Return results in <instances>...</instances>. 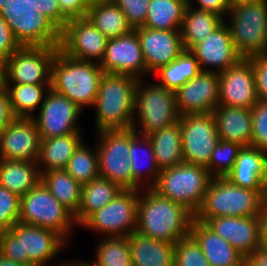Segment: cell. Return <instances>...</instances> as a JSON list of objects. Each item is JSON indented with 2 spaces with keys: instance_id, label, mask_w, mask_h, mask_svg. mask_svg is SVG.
<instances>
[{
  "instance_id": "obj_16",
  "label": "cell",
  "mask_w": 267,
  "mask_h": 266,
  "mask_svg": "<svg viewBox=\"0 0 267 266\" xmlns=\"http://www.w3.org/2000/svg\"><path fill=\"white\" fill-rule=\"evenodd\" d=\"M10 231L21 241L22 264L50 265L68 242L54 230L17 222Z\"/></svg>"
},
{
  "instance_id": "obj_12",
  "label": "cell",
  "mask_w": 267,
  "mask_h": 266,
  "mask_svg": "<svg viewBox=\"0 0 267 266\" xmlns=\"http://www.w3.org/2000/svg\"><path fill=\"white\" fill-rule=\"evenodd\" d=\"M58 48L20 46L4 61L3 83L50 84L51 63Z\"/></svg>"
},
{
  "instance_id": "obj_14",
  "label": "cell",
  "mask_w": 267,
  "mask_h": 266,
  "mask_svg": "<svg viewBox=\"0 0 267 266\" xmlns=\"http://www.w3.org/2000/svg\"><path fill=\"white\" fill-rule=\"evenodd\" d=\"M37 113L32 119L36 123L41 139L80 131L78 119L80 120L83 110L66 96L56 93L51 88Z\"/></svg>"
},
{
  "instance_id": "obj_15",
  "label": "cell",
  "mask_w": 267,
  "mask_h": 266,
  "mask_svg": "<svg viewBox=\"0 0 267 266\" xmlns=\"http://www.w3.org/2000/svg\"><path fill=\"white\" fill-rule=\"evenodd\" d=\"M108 38L87 17L73 19L61 30L59 49L66 55L83 61L100 63Z\"/></svg>"
},
{
  "instance_id": "obj_31",
  "label": "cell",
  "mask_w": 267,
  "mask_h": 266,
  "mask_svg": "<svg viewBox=\"0 0 267 266\" xmlns=\"http://www.w3.org/2000/svg\"><path fill=\"white\" fill-rule=\"evenodd\" d=\"M160 170L176 166L183 160L181 120L147 136Z\"/></svg>"
},
{
  "instance_id": "obj_1",
  "label": "cell",
  "mask_w": 267,
  "mask_h": 266,
  "mask_svg": "<svg viewBox=\"0 0 267 266\" xmlns=\"http://www.w3.org/2000/svg\"><path fill=\"white\" fill-rule=\"evenodd\" d=\"M194 215L153 188L140 190L136 232L175 244L190 235Z\"/></svg>"
},
{
  "instance_id": "obj_54",
  "label": "cell",
  "mask_w": 267,
  "mask_h": 266,
  "mask_svg": "<svg viewBox=\"0 0 267 266\" xmlns=\"http://www.w3.org/2000/svg\"><path fill=\"white\" fill-rule=\"evenodd\" d=\"M260 217L262 225H267V191L261 196Z\"/></svg>"
},
{
  "instance_id": "obj_24",
  "label": "cell",
  "mask_w": 267,
  "mask_h": 266,
  "mask_svg": "<svg viewBox=\"0 0 267 266\" xmlns=\"http://www.w3.org/2000/svg\"><path fill=\"white\" fill-rule=\"evenodd\" d=\"M225 178L236 186L262 195L267 191V152L254 146L242 147Z\"/></svg>"
},
{
  "instance_id": "obj_21",
  "label": "cell",
  "mask_w": 267,
  "mask_h": 266,
  "mask_svg": "<svg viewBox=\"0 0 267 266\" xmlns=\"http://www.w3.org/2000/svg\"><path fill=\"white\" fill-rule=\"evenodd\" d=\"M190 51L198 60L201 70L208 72L220 73L243 58L235 48L225 21Z\"/></svg>"
},
{
  "instance_id": "obj_49",
  "label": "cell",
  "mask_w": 267,
  "mask_h": 266,
  "mask_svg": "<svg viewBox=\"0 0 267 266\" xmlns=\"http://www.w3.org/2000/svg\"><path fill=\"white\" fill-rule=\"evenodd\" d=\"M20 47L7 22L0 15V58L4 61Z\"/></svg>"
},
{
  "instance_id": "obj_41",
  "label": "cell",
  "mask_w": 267,
  "mask_h": 266,
  "mask_svg": "<svg viewBox=\"0 0 267 266\" xmlns=\"http://www.w3.org/2000/svg\"><path fill=\"white\" fill-rule=\"evenodd\" d=\"M241 148L236 143L219 140L206 166L210 175L225 177L232 170Z\"/></svg>"
},
{
  "instance_id": "obj_9",
  "label": "cell",
  "mask_w": 267,
  "mask_h": 266,
  "mask_svg": "<svg viewBox=\"0 0 267 266\" xmlns=\"http://www.w3.org/2000/svg\"><path fill=\"white\" fill-rule=\"evenodd\" d=\"M18 222L54 230L66 241L77 225L74 215L53 196L42 181L20 197Z\"/></svg>"
},
{
  "instance_id": "obj_30",
  "label": "cell",
  "mask_w": 267,
  "mask_h": 266,
  "mask_svg": "<svg viewBox=\"0 0 267 266\" xmlns=\"http://www.w3.org/2000/svg\"><path fill=\"white\" fill-rule=\"evenodd\" d=\"M41 181L37 162L0 159V186L24 196Z\"/></svg>"
},
{
  "instance_id": "obj_57",
  "label": "cell",
  "mask_w": 267,
  "mask_h": 266,
  "mask_svg": "<svg viewBox=\"0 0 267 266\" xmlns=\"http://www.w3.org/2000/svg\"><path fill=\"white\" fill-rule=\"evenodd\" d=\"M261 247L267 249V225L261 226Z\"/></svg>"
},
{
  "instance_id": "obj_38",
  "label": "cell",
  "mask_w": 267,
  "mask_h": 266,
  "mask_svg": "<svg viewBox=\"0 0 267 266\" xmlns=\"http://www.w3.org/2000/svg\"><path fill=\"white\" fill-rule=\"evenodd\" d=\"M188 0H151L142 25L156 30H181Z\"/></svg>"
},
{
  "instance_id": "obj_5",
  "label": "cell",
  "mask_w": 267,
  "mask_h": 266,
  "mask_svg": "<svg viewBox=\"0 0 267 266\" xmlns=\"http://www.w3.org/2000/svg\"><path fill=\"white\" fill-rule=\"evenodd\" d=\"M261 194L232 184L225 177L212 178L194 219L204 223L221 216H260Z\"/></svg>"
},
{
  "instance_id": "obj_39",
  "label": "cell",
  "mask_w": 267,
  "mask_h": 266,
  "mask_svg": "<svg viewBox=\"0 0 267 266\" xmlns=\"http://www.w3.org/2000/svg\"><path fill=\"white\" fill-rule=\"evenodd\" d=\"M94 257L93 266H132L128 236L101 237Z\"/></svg>"
},
{
  "instance_id": "obj_55",
  "label": "cell",
  "mask_w": 267,
  "mask_h": 266,
  "mask_svg": "<svg viewBox=\"0 0 267 266\" xmlns=\"http://www.w3.org/2000/svg\"><path fill=\"white\" fill-rule=\"evenodd\" d=\"M58 265L59 266H93L90 261H86V260L81 261V259L79 261L75 259L71 261L65 260L64 263H59Z\"/></svg>"
},
{
  "instance_id": "obj_6",
  "label": "cell",
  "mask_w": 267,
  "mask_h": 266,
  "mask_svg": "<svg viewBox=\"0 0 267 266\" xmlns=\"http://www.w3.org/2000/svg\"><path fill=\"white\" fill-rule=\"evenodd\" d=\"M212 178L206 167L182 162L161 170L152 188L195 215L203 203Z\"/></svg>"
},
{
  "instance_id": "obj_18",
  "label": "cell",
  "mask_w": 267,
  "mask_h": 266,
  "mask_svg": "<svg viewBox=\"0 0 267 266\" xmlns=\"http://www.w3.org/2000/svg\"><path fill=\"white\" fill-rule=\"evenodd\" d=\"M219 75V105L252 109L258 102L253 66L242 58Z\"/></svg>"
},
{
  "instance_id": "obj_46",
  "label": "cell",
  "mask_w": 267,
  "mask_h": 266,
  "mask_svg": "<svg viewBox=\"0 0 267 266\" xmlns=\"http://www.w3.org/2000/svg\"><path fill=\"white\" fill-rule=\"evenodd\" d=\"M61 9V30L73 19L85 18L89 12L91 0H58Z\"/></svg>"
},
{
  "instance_id": "obj_59",
  "label": "cell",
  "mask_w": 267,
  "mask_h": 266,
  "mask_svg": "<svg viewBox=\"0 0 267 266\" xmlns=\"http://www.w3.org/2000/svg\"><path fill=\"white\" fill-rule=\"evenodd\" d=\"M10 0H0V10L4 8L6 3H8Z\"/></svg>"
},
{
  "instance_id": "obj_7",
  "label": "cell",
  "mask_w": 267,
  "mask_h": 266,
  "mask_svg": "<svg viewBox=\"0 0 267 266\" xmlns=\"http://www.w3.org/2000/svg\"><path fill=\"white\" fill-rule=\"evenodd\" d=\"M179 116L174 91L156 82L147 84L143 79L138 80L132 128L139 135L148 136L167 128L179 120Z\"/></svg>"
},
{
  "instance_id": "obj_32",
  "label": "cell",
  "mask_w": 267,
  "mask_h": 266,
  "mask_svg": "<svg viewBox=\"0 0 267 266\" xmlns=\"http://www.w3.org/2000/svg\"><path fill=\"white\" fill-rule=\"evenodd\" d=\"M87 18L108 39L133 30L124 12L112 0H91Z\"/></svg>"
},
{
  "instance_id": "obj_20",
  "label": "cell",
  "mask_w": 267,
  "mask_h": 266,
  "mask_svg": "<svg viewBox=\"0 0 267 266\" xmlns=\"http://www.w3.org/2000/svg\"><path fill=\"white\" fill-rule=\"evenodd\" d=\"M204 224L229 242L246 259L261 247V217L221 216L207 219Z\"/></svg>"
},
{
  "instance_id": "obj_48",
  "label": "cell",
  "mask_w": 267,
  "mask_h": 266,
  "mask_svg": "<svg viewBox=\"0 0 267 266\" xmlns=\"http://www.w3.org/2000/svg\"><path fill=\"white\" fill-rule=\"evenodd\" d=\"M0 255L22 263L21 241L10 230L0 232Z\"/></svg>"
},
{
  "instance_id": "obj_23",
  "label": "cell",
  "mask_w": 267,
  "mask_h": 266,
  "mask_svg": "<svg viewBox=\"0 0 267 266\" xmlns=\"http://www.w3.org/2000/svg\"><path fill=\"white\" fill-rule=\"evenodd\" d=\"M41 137L32 118H15L0 133V159L37 162Z\"/></svg>"
},
{
  "instance_id": "obj_61",
  "label": "cell",
  "mask_w": 267,
  "mask_h": 266,
  "mask_svg": "<svg viewBox=\"0 0 267 266\" xmlns=\"http://www.w3.org/2000/svg\"><path fill=\"white\" fill-rule=\"evenodd\" d=\"M35 266H52V264L51 265H35ZM56 266H58V264Z\"/></svg>"
},
{
  "instance_id": "obj_3",
  "label": "cell",
  "mask_w": 267,
  "mask_h": 266,
  "mask_svg": "<svg viewBox=\"0 0 267 266\" xmlns=\"http://www.w3.org/2000/svg\"><path fill=\"white\" fill-rule=\"evenodd\" d=\"M103 74L99 63L75 59L58 48L51 63L50 87L83 110L93 107Z\"/></svg>"
},
{
  "instance_id": "obj_51",
  "label": "cell",
  "mask_w": 267,
  "mask_h": 266,
  "mask_svg": "<svg viewBox=\"0 0 267 266\" xmlns=\"http://www.w3.org/2000/svg\"><path fill=\"white\" fill-rule=\"evenodd\" d=\"M196 3H193V2ZM188 0V5L198 9V10H204L208 12L216 13L217 15L221 16L224 20H226V17L232 2L231 0ZM197 4V7L194 5Z\"/></svg>"
},
{
  "instance_id": "obj_37",
  "label": "cell",
  "mask_w": 267,
  "mask_h": 266,
  "mask_svg": "<svg viewBox=\"0 0 267 266\" xmlns=\"http://www.w3.org/2000/svg\"><path fill=\"white\" fill-rule=\"evenodd\" d=\"M201 71L196 57L190 50H184L175 60L161 66L152 75L159 77V80L155 81L158 85L176 92L182 85L193 79Z\"/></svg>"
},
{
  "instance_id": "obj_33",
  "label": "cell",
  "mask_w": 267,
  "mask_h": 266,
  "mask_svg": "<svg viewBox=\"0 0 267 266\" xmlns=\"http://www.w3.org/2000/svg\"><path fill=\"white\" fill-rule=\"evenodd\" d=\"M123 189L103 177L82 185L81 204L75 217L79 227L91 214L112 201Z\"/></svg>"
},
{
  "instance_id": "obj_53",
  "label": "cell",
  "mask_w": 267,
  "mask_h": 266,
  "mask_svg": "<svg viewBox=\"0 0 267 266\" xmlns=\"http://www.w3.org/2000/svg\"><path fill=\"white\" fill-rule=\"evenodd\" d=\"M246 264L248 266H267V249L260 247L246 259Z\"/></svg>"
},
{
  "instance_id": "obj_29",
  "label": "cell",
  "mask_w": 267,
  "mask_h": 266,
  "mask_svg": "<svg viewBox=\"0 0 267 266\" xmlns=\"http://www.w3.org/2000/svg\"><path fill=\"white\" fill-rule=\"evenodd\" d=\"M83 141L84 138L81 131L59 137L41 139L40 154L37 161L40 173L65 169L69 159Z\"/></svg>"
},
{
  "instance_id": "obj_28",
  "label": "cell",
  "mask_w": 267,
  "mask_h": 266,
  "mask_svg": "<svg viewBox=\"0 0 267 266\" xmlns=\"http://www.w3.org/2000/svg\"><path fill=\"white\" fill-rule=\"evenodd\" d=\"M132 266H174V244L133 232L128 236Z\"/></svg>"
},
{
  "instance_id": "obj_47",
  "label": "cell",
  "mask_w": 267,
  "mask_h": 266,
  "mask_svg": "<svg viewBox=\"0 0 267 266\" xmlns=\"http://www.w3.org/2000/svg\"><path fill=\"white\" fill-rule=\"evenodd\" d=\"M253 66L258 100L267 101V54L248 58Z\"/></svg>"
},
{
  "instance_id": "obj_52",
  "label": "cell",
  "mask_w": 267,
  "mask_h": 266,
  "mask_svg": "<svg viewBox=\"0 0 267 266\" xmlns=\"http://www.w3.org/2000/svg\"><path fill=\"white\" fill-rule=\"evenodd\" d=\"M15 115L11 108L9 95L3 82H0V133L14 119Z\"/></svg>"
},
{
  "instance_id": "obj_11",
  "label": "cell",
  "mask_w": 267,
  "mask_h": 266,
  "mask_svg": "<svg viewBox=\"0 0 267 266\" xmlns=\"http://www.w3.org/2000/svg\"><path fill=\"white\" fill-rule=\"evenodd\" d=\"M139 195L140 190H122L79 227L89 229L102 237L130 236L136 231Z\"/></svg>"
},
{
  "instance_id": "obj_2",
  "label": "cell",
  "mask_w": 267,
  "mask_h": 266,
  "mask_svg": "<svg viewBox=\"0 0 267 266\" xmlns=\"http://www.w3.org/2000/svg\"><path fill=\"white\" fill-rule=\"evenodd\" d=\"M138 80L127 74H103L93 105L96 133L132 128Z\"/></svg>"
},
{
  "instance_id": "obj_8",
  "label": "cell",
  "mask_w": 267,
  "mask_h": 266,
  "mask_svg": "<svg viewBox=\"0 0 267 266\" xmlns=\"http://www.w3.org/2000/svg\"><path fill=\"white\" fill-rule=\"evenodd\" d=\"M0 10L20 46L59 47L61 30L25 0H10Z\"/></svg>"
},
{
  "instance_id": "obj_45",
  "label": "cell",
  "mask_w": 267,
  "mask_h": 266,
  "mask_svg": "<svg viewBox=\"0 0 267 266\" xmlns=\"http://www.w3.org/2000/svg\"><path fill=\"white\" fill-rule=\"evenodd\" d=\"M125 14L127 22L136 28L146 21L151 0H112Z\"/></svg>"
},
{
  "instance_id": "obj_10",
  "label": "cell",
  "mask_w": 267,
  "mask_h": 266,
  "mask_svg": "<svg viewBox=\"0 0 267 266\" xmlns=\"http://www.w3.org/2000/svg\"><path fill=\"white\" fill-rule=\"evenodd\" d=\"M97 136L99 176L114 182L123 190H141L133 181L129 162L130 129L102 130Z\"/></svg>"
},
{
  "instance_id": "obj_42",
  "label": "cell",
  "mask_w": 267,
  "mask_h": 266,
  "mask_svg": "<svg viewBox=\"0 0 267 266\" xmlns=\"http://www.w3.org/2000/svg\"><path fill=\"white\" fill-rule=\"evenodd\" d=\"M174 266H210L199 244L191 236L174 244Z\"/></svg>"
},
{
  "instance_id": "obj_60",
  "label": "cell",
  "mask_w": 267,
  "mask_h": 266,
  "mask_svg": "<svg viewBox=\"0 0 267 266\" xmlns=\"http://www.w3.org/2000/svg\"><path fill=\"white\" fill-rule=\"evenodd\" d=\"M241 1H249V0H231L232 3L241 2Z\"/></svg>"
},
{
  "instance_id": "obj_22",
  "label": "cell",
  "mask_w": 267,
  "mask_h": 266,
  "mask_svg": "<svg viewBox=\"0 0 267 266\" xmlns=\"http://www.w3.org/2000/svg\"><path fill=\"white\" fill-rule=\"evenodd\" d=\"M138 34L147 76L175 60L184 50L180 30H156L144 26L134 28Z\"/></svg>"
},
{
  "instance_id": "obj_26",
  "label": "cell",
  "mask_w": 267,
  "mask_h": 266,
  "mask_svg": "<svg viewBox=\"0 0 267 266\" xmlns=\"http://www.w3.org/2000/svg\"><path fill=\"white\" fill-rule=\"evenodd\" d=\"M212 113L215 117L219 140L233 142L241 147L251 146V109L218 105Z\"/></svg>"
},
{
  "instance_id": "obj_19",
  "label": "cell",
  "mask_w": 267,
  "mask_h": 266,
  "mask_svg": "<svg viewBox=\"0 0 267 266\" xmlns=\"http://www.w3.org/2000/svg\"><path fill=\"white\" fill-rule=\"evenodd\" d=\"M176 108L180 116L212 113L219 105V75L201 71L175 92Z\"/></svg>"
},
{
  "instance_id": "obj_43",
  "label": "cell",
  "mask_w": 267,
  "mask_h": 266,
  "mask_svg": "<svg viewBox=\"0 0 267 266\" xmlns=\"http://www.w3.org/2000/svg\"><path fill=\"white\" fill-rule=\"evenodd\" d=\"M20 215V197L0 186V232L10 230Z\"/></svg>"
},
{
  "instance_id": "obj_56",
  "label": "cell",
  "mask_w": 267,
  "mask_h": 266,
  "mask_svg": "<svg viewBox=\"0 0 267 266\" xmlns=\"http://www.w3.org/2000/svg\"><path fill=\"white\" fill-rule=\"evenodd\" d=\"M0 266H25L22 263L14 262L0 255Z\"/></svg>"
},
{
  "instance_id": "obj_4",
  "label": "cell",
  "mask_w": 267,
  "mask_h": 266,
  "mask_svg": "<svg viewBox=\"0 0 267 266\" xmlns=\"http://www.w3.org/2000/svg\"><path fill=\"white\" fill-rule=\"evenodd\" d=\"M224 20L237 52L243 58L267 54V0L232 3Z\"/></svg>"
},
{
  "instance_id": "obj_25",
  "label": "cell",
  "mask_w": 267,
  "mask_h": 266,
  "mask_svg": "<svg viewBox=\"0 0 267 266\" xmlns=\"http://www.w3.org/2000/svg\"><path fill=\"white\" fill-rule=\"evenodd\" d=\"M190 235L199 244L210 266H244L246 258L204 223L193 219Z\"/></svg>"
},
{
  "instance_id": "obj_40",
  "label": "cell",
  "mask_w": 267,
  "mask_h": 266,
  "mask_svg": "<svg viewBox=\"0 0 267 266\" xmlns=\"http://www.w3.org/2000/svg\"><path fill=\"white\" fill-rule=\"evenodd\" d=\"M84 141L75 150L65 168L66 172L81 185L99 177L97 146L88 147Z\"/></svg>"
},
{
  "instance_id": "obj_17",
  "label": "cell",
  "mask_w": 267,
  "mask_h": 266,
  "mask_svg": "<svg viewBox=\"0 0 267 266\" xmlns=\"http://www.w3.org/2000/svg\"><path fill=\"white\" fill-rule=\"evenodd\" d=\"M99 65L104 73L127 74L138 79H147L146 63L136 30L108 39Z\"/></svg>"
},
{
  "instance_id": "obj_27",
  "label": "cell",
  "mask_w": 267,
  "mask_h": 266,
  "mask_svg": "<svg viewBox=\"0 0 267 266\" xmlns=\"http://www.w3.org/2000/svg\"><path fill=\"white\" fill-rule=\"evenodd\" d=\"M129 162L133 181L141 188H152L160 173L152 144L147 136L130 128Z\"/></svg>"
},
{
  "instance_id": "obj_36",
  "label": "cell",
  "mask_w": 267,
  "mask_h": 266,
  "mask_svg": "<svg viewBox=\"0 0 267 266\" xmlns=\"http://www.w3.org/2000/svg\"><path fill=\"white\" fill-rule=\"evenodd\" d=\"M223 22L224 19L216 13L198 10L188 5L180 30L185 50H190L196 43L201 42Z\"/></svg>"
},
{
  "instance_id": "obj_13",
  "label": "cell",
  "mask_w": 267,
  "mask_h": 266,
  "mask_svg": "<svg viewBox=\"0 0 267 266\" xmlns=\"http://www.w3.org/2000/svg\"><path fill=\"white\" fill-rule=\"evenodd\" d=\"M179 119L184 162L206 167L219 141L214 114H186Z\"/></svg>"
},
{
  "instance_id": "obj_58",
  "label": "cell",
  "mask_w": 267,
  "mask_h": 266,
  "mask_svg": "<svg viewBox=\"0 0 267 266\" xmlns=\"http://www.w3.org/2000/svg\"><path fill=\"white\" fill-rule=\"evenodd\" d=\"M4 80V60L0 58V82Z\"/></svg>"
},
{
  "instance_id": "obj_50",
  "label": "cell",
  "mask_w": 267,
  "mask_h": 266,
  "mask_svg": "<svg viewBox=\"0 0 267 266\" xmlns=\"http://www.w3.org/2000/svg\"><path fill=\"white\" fill-rule=\"evenodd\" d=\"M47 16L61 30V9L58 0H25Z\"/></svg>"
},
{
  "instance_id": "obj_35",
  "label": "cell",
  "mask_w": 267,
  "mask_h": 266,
  "mask_svg": "<svg viewBox=\"0 0 267 266\" xmlns=\"http://www.w3.org/2000/svg\"><path fill=\"white\" fill-rule=\"evenodd\" d=\"M41 181L53 196L74 216L81 204L82 185L65 169L41 173Z\"/></svg>"
},
{
  "instance_id": "obj_44",
  "label": "cell",
  "mask_w": 267,
  "mask_h": 266,
  "mask_svg": "<svg viewBox=\"0 0 267 266\" xmlns=\"http://www.w3.org/2000/svg\"><path fill=\"white\" fill-rule=\"evenodd\" d=\"M252 111V144L267 152V101L258 100Z\"/></svg>"
},
{
  "instance_id": "obj_34",
  "label": "cell",
  "mask_w": 267,
  "mask_h": 266,
  "mask_svg": "<svg viewBox=\"0 0 267 266\" xmlns=\"http://www.w3.org/2000/svg\"><path fill=\"white\" fill-rule=\"evenodd\" d=\"M16 118H32L40 109L50 84L3 83Z\"/></svg>"
}]
</instances>
